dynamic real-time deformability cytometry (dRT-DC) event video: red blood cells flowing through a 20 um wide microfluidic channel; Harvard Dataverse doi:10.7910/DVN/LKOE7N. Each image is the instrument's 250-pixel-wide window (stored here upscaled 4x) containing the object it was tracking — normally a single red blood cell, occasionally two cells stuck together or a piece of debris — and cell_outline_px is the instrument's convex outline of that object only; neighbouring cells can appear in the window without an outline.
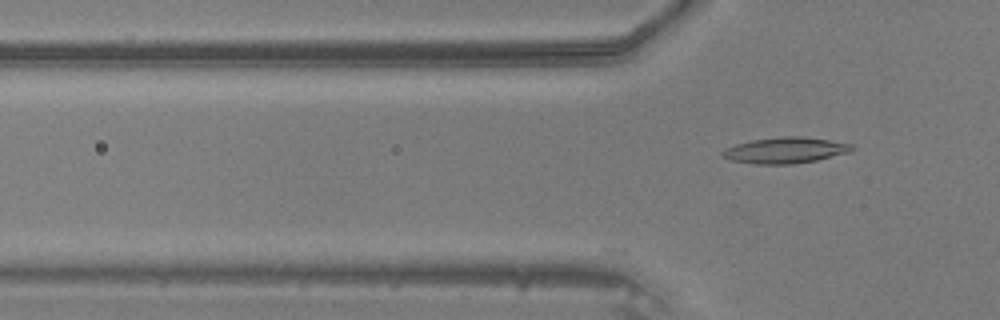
{"species": "common noctule bat (a hibernating species)", "species_latin": "Nyctalus noctula", "temperature_condition": "warm", "stored_images_in_passage": 10, "camera_frame_rate_fps": 3000, "um_per_image_px": 0.085, "animal": {"sex": "male", "body_mass_g": 20.5, "forearm_length_mm": 52.5}, "frame": {"image": 1, "passage_image": 10, "time_ms": 3.0, "image_size_px": [1000, 320], "cell_outline_px": [[856, 148], [848, 152], [816, 160], [792, 164], [756, 164], [732, 160], [724, 156], [720, 152], [736, 144], [752, 140], [780, 136], [804, 136], [852, 144]], "centroid_in_image_um": [66.77, 12.76], "position_along_channel_um": 59.0, "area_um2": 19.36}}